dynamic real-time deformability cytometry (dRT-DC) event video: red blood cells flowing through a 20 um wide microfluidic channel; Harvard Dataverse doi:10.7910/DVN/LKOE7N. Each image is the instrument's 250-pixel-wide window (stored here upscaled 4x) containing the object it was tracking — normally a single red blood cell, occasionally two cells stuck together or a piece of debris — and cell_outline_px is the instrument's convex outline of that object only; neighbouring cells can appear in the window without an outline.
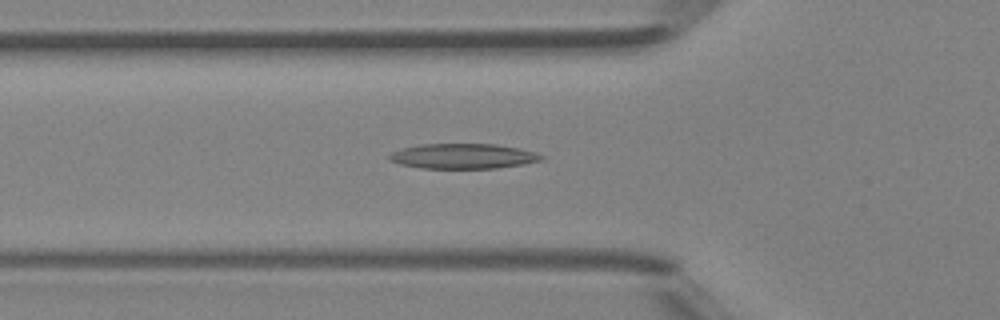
{"species": "Egyptian fruit bat (a non-hibernating species)", "species_latin": "Rousettus aegyptiacus", "temperature_condition": "room temperature", "stored_images_in_passage": 47, "camera_frame_rate_fps": 3000, "um_per_image_px": 0.085, "animal": {"sex": "female"}, "frame": {"image": 1, "passage_image": 16, "time_ms": 5.0, "image_size_px": [1000, 320], "cell_outline_px": [[544, 160], [524, 164], [496, 168], [420, 168], [400, 164], [388, 160], [388, 156], [392, 152], [400, 148], [420, 144], [496, 144], [520, 148], [536, 152], [544, 156]], "centroid_in_image_um": [39.37, 13.27], "position_along_channel_um": 86.4, "area_um2": 22.43}}
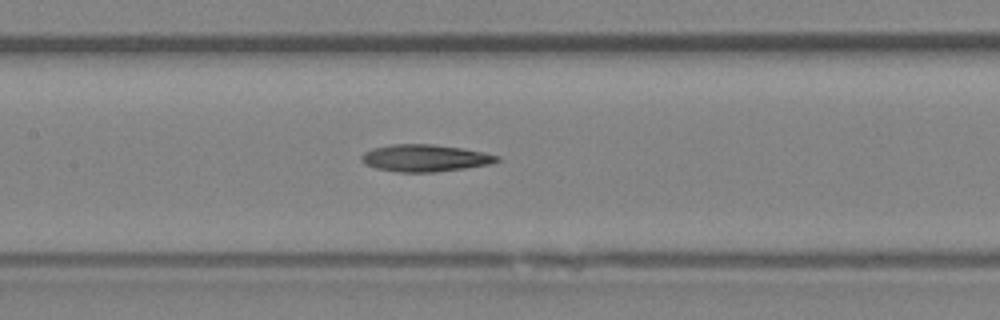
{"frame": {"image": 2, "passage_image": 22, "time_ms": 7.0, "image_size_px": [1000, 320], "cell_outline_px": [[500, 160], [488, 164], [464, 168], [436, 172], [396, 172], [376, 168], [364, 164], [360, 160], [360, 156], [364, 152], [372, 148], [392, 144], [432, 144], [464, 148], [484, 152], [500, 156]], "centroid_in_image_um": [36.09, 13.43], "position_along_channel_um": 171.3, "area_um2": 21.5}}
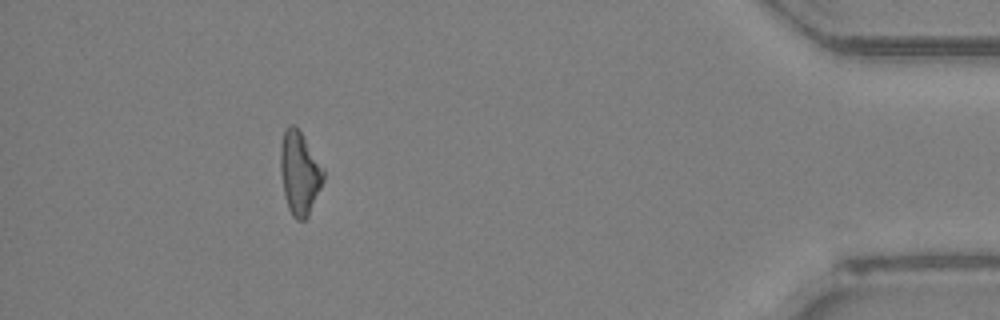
{"frame": {"image": 3, "passage_image": 43, "time_ms": 14.0, "image_size_px": [1000, 320], "cell_outline_px": [[324, 180], [308, 216], [304, 220], [296, 220], [292, 216], [288, 208], [284, 196], [280, 172], [280, 144], [284, 128], [288, 124], [292, 124], [300, 132], [324, 168]], "centroid_in_image_um": [25.44, 14.71], "position_along_channel_um": 409.8, "area_um2": 20.92}, "authors_computed_cell_mechanics": {"area_um2": 21.386, "velocity_mm_per_s": 4.2394, "shape_relaxation_time_tau1_ms": 7.4405, "shape_relaxation_time_tau2_ms": null, "deformation_change_tau1": 0.2006, "deformation_change_tau2": null}}